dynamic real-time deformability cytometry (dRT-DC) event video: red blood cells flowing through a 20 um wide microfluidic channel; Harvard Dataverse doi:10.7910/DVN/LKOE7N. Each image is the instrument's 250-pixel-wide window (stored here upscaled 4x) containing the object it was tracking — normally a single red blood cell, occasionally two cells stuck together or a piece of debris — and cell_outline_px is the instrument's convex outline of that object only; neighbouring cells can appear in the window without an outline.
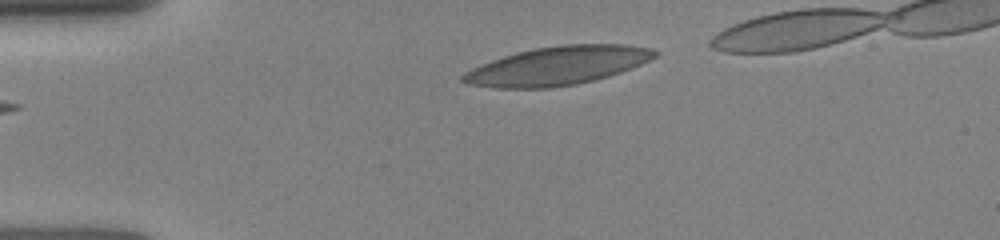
{"species": "human", "species_latin": "Homo sapiens", "temperature_condition": "room temperature", "stored_images_in_passage": 9, "camera_frame_rate_fps": 3000, "um_per_image_px": 0.085, "donor": {"sex": "female"}, "frame": {"image": 1, "passage_image": 1, "time_ms": 0.0, "image_size_px": [1000, 240], "cell_outline_px": [[660, 52], [656, 56], [640, 64], [620, 72], [608, 76], [576, 84], [552, 88], [496, 88], [468, 84], [460, 80], [460, 76], [464, 72], [480, 64], [516, 52], [536, 48], [560, 44], [628, 44], [652, 48]], "centroid_in_image_um": [47.38, 5.58], "position_along_channel_um": 37.6, "area_um2": 43.12}}
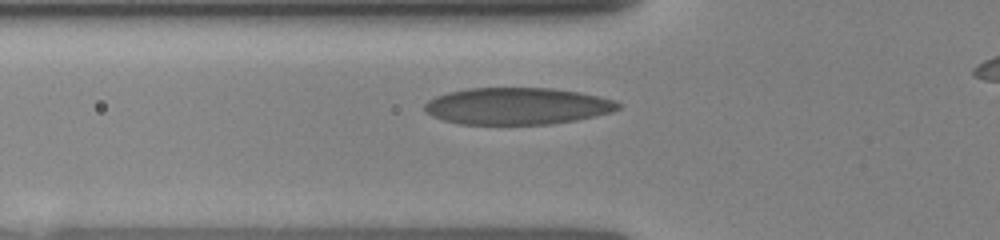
{"frame": {"image": 2, "passage_image": 8, "time_ms": 2.0, "image_size_px": [1000, 240], "cell_outline_px": [[620, 108], [612, 112], [576, 120], [552, 124], [460, 124], [444, 120], [432, 116], [424, 112], [424, 104], [428, 100], [436, 96], [448, 92], [468, 88], [552, 88], [576, 92], [616, 100], [620, 104]], "centroid_in_image_um": [43.93, 9.02], "position_along_channel_um": 81.9, "area_um2": 41.56}}